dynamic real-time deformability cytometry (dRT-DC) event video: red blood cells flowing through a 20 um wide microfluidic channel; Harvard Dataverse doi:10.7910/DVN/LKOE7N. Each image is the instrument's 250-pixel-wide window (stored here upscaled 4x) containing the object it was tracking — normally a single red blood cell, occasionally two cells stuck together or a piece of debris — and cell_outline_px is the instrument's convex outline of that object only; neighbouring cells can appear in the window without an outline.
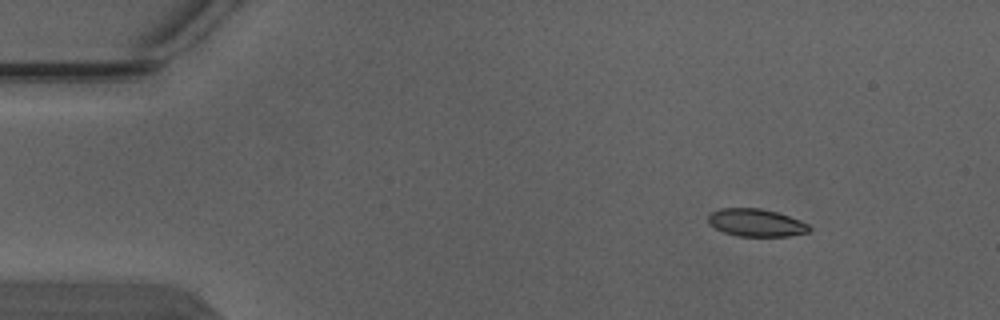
{"species": "Egyptian fruit bat (a non-hibernating species)", "species_latin": "Rousettus aegyptiacus", "temperature_condition": "warm", "stored_images_in_passage": 5, "camera_frame_rate_fps": 3000, "um_per_image_px": 0.085, "animal": {"sex": "male"}, "frame": {"image": 1, "passage_image": 2, "time_ms": 0.333, "image_size_px": [1000, 320], "cell_outline_px": [[812, 228], [808, 232], [788, 236], [740, 236], [724, 232], [708, 224], [708, 216], [712, 212], [720, 208], [760, 208], [776, 212], [800, 220], [808, 224]], "centroid_in_image_um": [64.27, 18.93], "position_along_channel_um": 20.7, "area_um2": 16.18}}
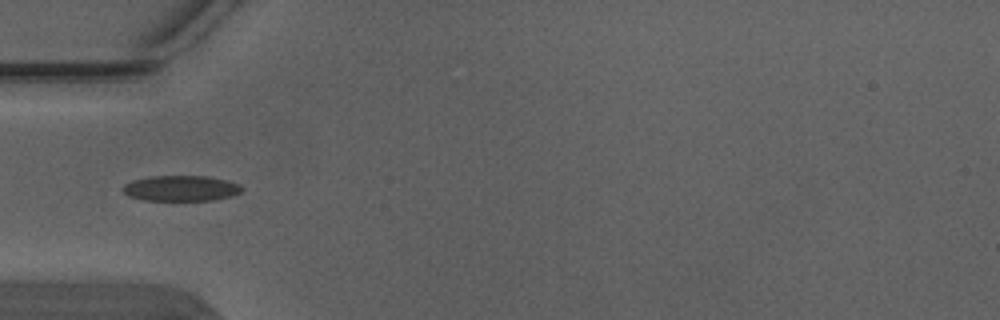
{"frame": {"image": 2, "passage_image": 4, "time_ms": 1.0, "image_size_px": [1000, 320], "cell_outline_px": [[244, 188], [240, 192], [232, 196], [212, 200], [144, 200], [128, 196], [120, 188], [124, 184], [132, 180], [152, 176], [208, 176], [228, 180], [240, 184]], "centroid_in_image_um": [15.39, 16.0], "position_along_channel_um": 69.6, "area_um2": 17.86}}
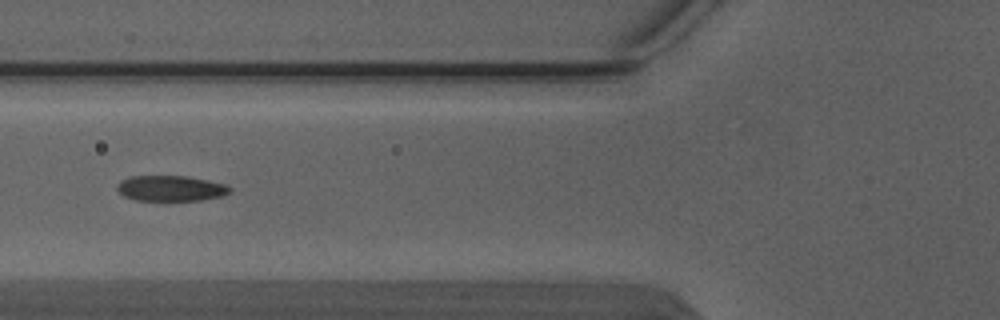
{"frame": {"image": 3, "passage_image": 5, "time_ms": 1.333, "image_size_px": [1000, 320], "cell_outline_px": [[232, 192], [220, 196], [200, 200], [136, 200], [124, 196], [116, 188], [120, 180], [132, 176], [188, 176], [208, 180], [224, 184], [232, 188]], "centroid_in_image_um": [14.52, 16.0], "position_along_channel_um": 111.3, "area_um2": 16.7}}